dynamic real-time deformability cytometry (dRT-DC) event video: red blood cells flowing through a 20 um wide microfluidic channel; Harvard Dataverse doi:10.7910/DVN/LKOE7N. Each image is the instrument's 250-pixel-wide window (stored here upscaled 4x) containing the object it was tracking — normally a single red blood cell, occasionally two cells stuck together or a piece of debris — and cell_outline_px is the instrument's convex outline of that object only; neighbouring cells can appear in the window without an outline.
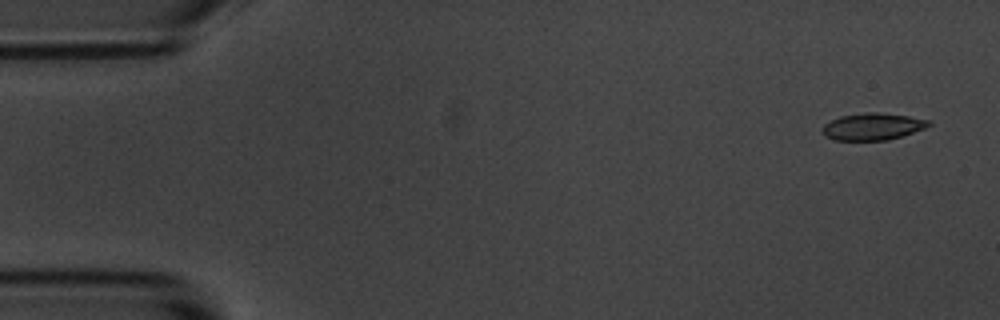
{"species": "common noctule bat (a hibernating species)", "species_latin": "Nyctalus noctula", "temperature_condition": "room temperature", "stored_images_in_passage": 4, "camera_frame_rate_fps": 3000, "um_per_image_px": 0.085, "animal": {"sex": "male", "body_mass_g": 20.1, "forearm_length_mm": 53.5}, "frame": {"image": 1, "passage_image": 1, "time_ms": 0.0, "image_size_px": [1000, 320], "cell_outline_px": [[932, 124], [924, 128], [888, 140], [836, 140], [824, 136], [820, 132], [820, 128], [824, 124], [840, 116], [864, 112], [876, 112], [908, 116], [928, 120]], "centroid_in_image_um": [74.1, 10.75], "position_along_channel_um": 10.9, "area_um2": 16.65}}
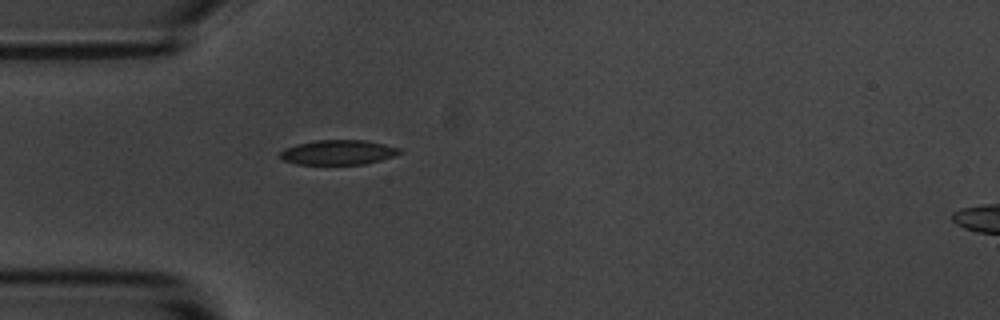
{"frame": {"image": 2, "passage_image": 4, "time_ms": 1.0, "image_size_px": [1000, 320], "cell_outline_px": [[404, 152], [380, 160], [364, 164], [296, 164], [280, 160], [280, 152], [284, 148], [296, 144], [316, 140], [364, 140], [384, 144], [400, 148]], "centroid_in_image_um": [28.71, 12.95], "position_along_channel_um": 56.3, "area_um2": 17.28}}